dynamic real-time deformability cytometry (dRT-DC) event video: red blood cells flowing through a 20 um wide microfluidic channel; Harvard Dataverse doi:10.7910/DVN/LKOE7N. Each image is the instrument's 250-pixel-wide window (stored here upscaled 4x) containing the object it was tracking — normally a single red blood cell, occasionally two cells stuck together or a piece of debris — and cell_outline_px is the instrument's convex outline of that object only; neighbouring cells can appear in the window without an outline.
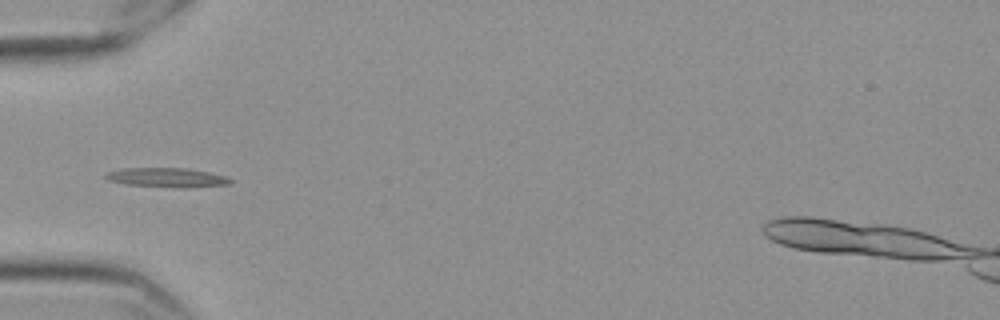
{"species": "Egyptian fruit bat (a non-hibernating species)", "species_latin": "Rousettus aegyptiacus", "temperature_condition": "cold", "stored_images_in_passage": 39, "camera_frame_rate_fps": 3000, "um_per_image_px": 0.085, "frame": {"image": 1, "passage_image": 1, "time_ms": 0.0, "image_size_px": [1000, 320], "cell_outline_px": [[232, 184], [188, 188], [176, 188], [128, 184], [108, 180], [104, 176], [108, 172], [124, 168], [188, 168], [208, 172], [224, 176], [232, 180]], "centroid_in_image_um": [14.24, 15.1], "position_along_channel_um": 70.8, "area_um2": 14.05}}
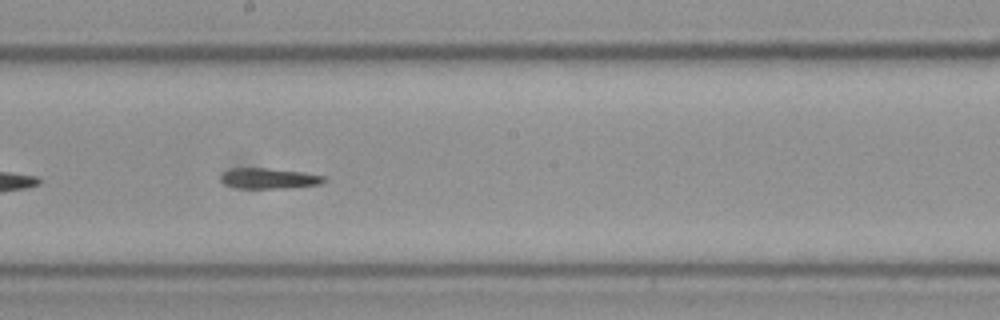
{"frame": {"image": 2, "passage_image": 14, "time_ms": 4.333, "image_size_px": [1000, 320], "cell_outline_px": [[324, 184], [288, 188], [240, 188], [224, 184], [220, 180], [220, 176], [224, 172], [236, 168], [268, 168], [304, 172], [324, 176]], "centroid_in_image_um": [22.89, 15.17], "position_along_channel_um": 225.3, "area_um2": 12.37}}
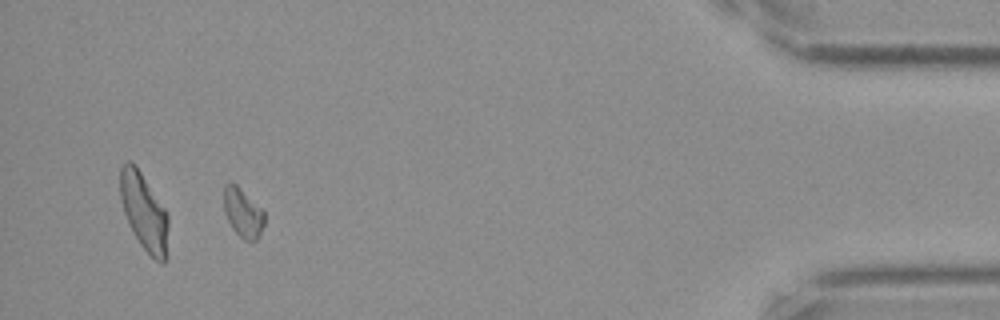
{"frame": {"image": 3, "passage_image": 35, "time_ms": 11.333, "image_size_px": [1000, 320], "cell_outline_px": [[264, 224], [256, 240], [244, 240], [232, 228], [224, 212], [224, 184], [232, 180], [264, 212]], "centroid_in_image_um": [20.61, 18.05], "position_along_channel_um": 414.6, "area_um2": 11.39}, "authors_computed_cell_mechanics": {"area_um2": 11.849, "velocity_mm_per_s": 3.5599, "shape_relaxation_time_tau1_ms": null, "shape_relaxation_time_tau2_ms": 5.1309, "deformation_change_tau1": null, "deformation_change_tau2": 0.1309}}